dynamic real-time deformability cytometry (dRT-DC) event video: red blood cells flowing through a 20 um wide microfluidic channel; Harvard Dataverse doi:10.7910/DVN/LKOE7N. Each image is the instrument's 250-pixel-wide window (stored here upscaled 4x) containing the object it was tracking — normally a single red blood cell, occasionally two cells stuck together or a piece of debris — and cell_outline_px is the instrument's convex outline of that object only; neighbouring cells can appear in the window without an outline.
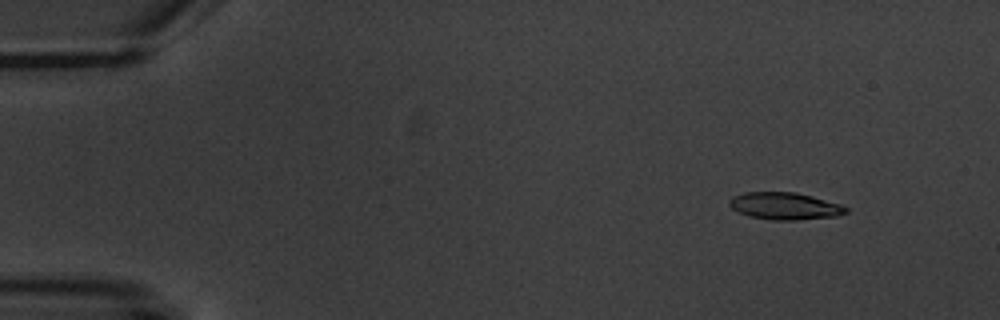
{"species": "common noctule bat (a hibernating species)", "species_latin": "Nyctalus noctula", "temperature_condition": "warm", "stored_images_in_passage": 5, "camera_frame_rate_fps": 3000, "um_per_image_px": 0.085, "animal": {"sex": "male", "body_mass_g": 20.1, "forearm_length_mm": 53.5}, "frame": {"image": 1, "passage_image": 2, "time_ms": 1.0, "image_size_px": [1000, 320], "cell_outline_px": [[848, 212], [836, 216], [796, 220], [772, 220], [748, 216], [732, 208], [728, 204], [728, 200], [732, 196], [744, 192], [796, 192], [812, 196], [840, 204], [848, 208]], "centroid_in_image_um": [66.68, 17.51], "position_along_channel_um": 18.3, "area_um2": 18.5}}